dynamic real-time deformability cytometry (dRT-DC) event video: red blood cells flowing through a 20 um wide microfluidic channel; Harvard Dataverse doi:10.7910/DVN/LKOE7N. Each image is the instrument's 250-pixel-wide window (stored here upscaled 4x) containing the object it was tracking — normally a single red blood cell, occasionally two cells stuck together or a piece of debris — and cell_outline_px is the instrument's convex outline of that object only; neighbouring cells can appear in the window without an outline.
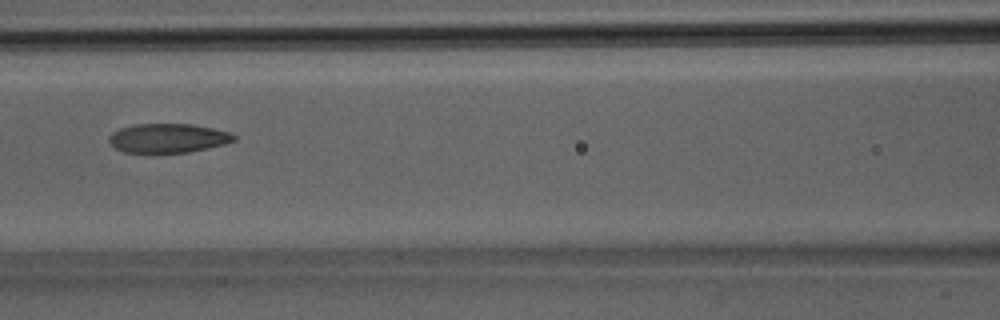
{"species": "Egyptian fruit bat (a non-hibernating species)", "species_latin": "Rousettus aegyptiacus", "temperature_condition": "room temperature", "stored_images_in_passage": 28, "camera_frame_rate_fps": 3000, "um_per_image_px": 0.085, "animal": {"sex": "male"}, "frame": {"image": 1, "passage_image": 7, "time_ms": 2.0, "image_size_px": [1000, 320], "cell_outline_px": [[236, 140], [224, 144], [208, 148], [188, 152], [144, 156], [124, 152], [116, 148], [108, 140], [108, 136], [112, 132], [120, 128], [136, 124], [192, 124], [212, 128], [228, 132], [236, 136]], "centroid_in_image_um": [14.22, 11.79], "position_along_channel_um": 152.4, "area_um2": 21.96}}
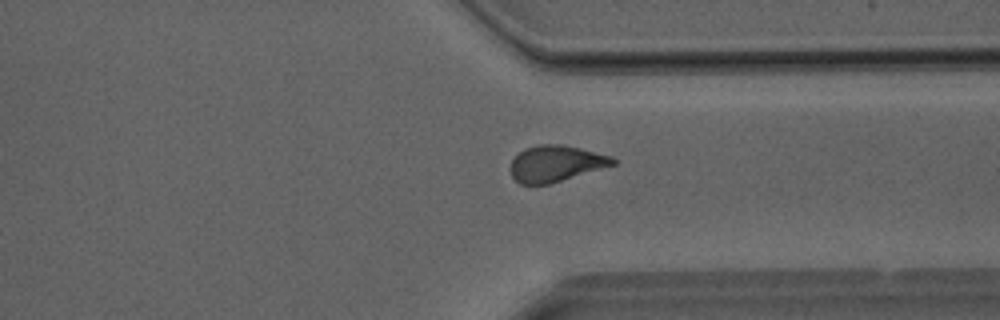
{"frame": {"image": 2, "passage_image": 19, "time_ms": 6.0, "image_size_px": [1000, 320], "cell_outline_px": [[616, 164], [548, 184], [520, 184], [512, 176], [512, 160], [524, 148], [540, 144], [564, 144], [612, 156], [616, 160]], "centroid_in_image_um": [47.26, 13.88], "position_along_channel_um": 364.1, "area_um2": 21.33}}
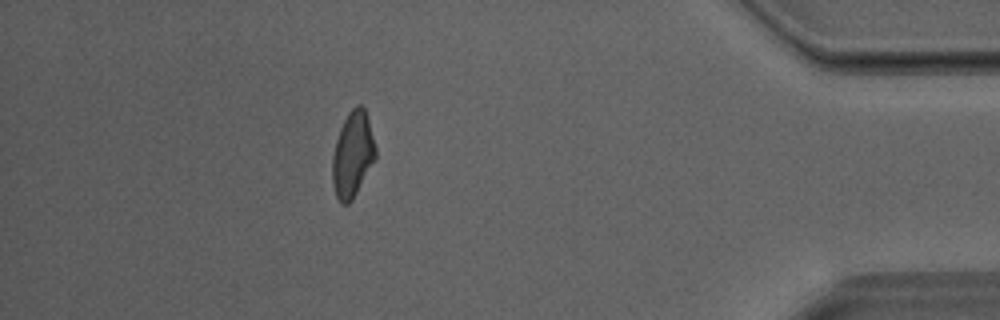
{"frame": {"image": 3, "passage_image": 24, "time_ms": 7.667, "image_size_px": [1000, 320], "cell_outline_px": [[376, 160], [352, 200], [348, 204], [340, 204], [336, 196], [332, 184], [332, 156], [336, 140], [340, 128], [348, 112], [356, 104], [360, 104], [364, 108], [368, 120], [376, 148]], "centroid_in_image_um": [29.97, 13.16], "position_along_channel_um": 405.2, "area_um2": 21.68}}